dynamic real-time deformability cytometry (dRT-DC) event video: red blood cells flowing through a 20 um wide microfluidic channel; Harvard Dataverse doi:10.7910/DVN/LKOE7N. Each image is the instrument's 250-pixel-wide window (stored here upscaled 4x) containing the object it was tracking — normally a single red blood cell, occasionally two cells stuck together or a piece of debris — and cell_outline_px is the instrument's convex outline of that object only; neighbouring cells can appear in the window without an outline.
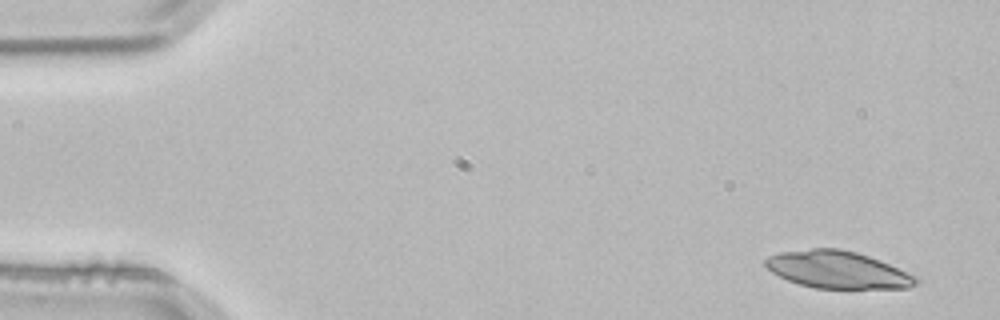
{"species": "common noctule bat (a hibernating species)", "species_latin": "Nyctalus noctula", "temperature_condition": "room temperature", "stored_images_in_passage": 3, "camera_frame_rate_fps": 3000, "um_per_image_px": 0.085, "animal": {"sex": "male", "body_mass_g": 21.5, "forearm_length_mm": 52.0}, "frame": {"image": 1, "passage_image": 1, "time_ms": 0.0, "image_size_px": [1000, 320], "cell_outline_px": [[920, 280], [916, 284], [908, 288], [816, 288], [800, 284], [788, 280], [772, 272], [764, 264], [764, 260], [768, 256], [780, 252], [812, 248], [840, 248], [856, 252], [880, 260]], "centroid_in_image_um": [71.14, 22.92], "position_along_channel_um": 13.9, "area_um2": 32.25}}